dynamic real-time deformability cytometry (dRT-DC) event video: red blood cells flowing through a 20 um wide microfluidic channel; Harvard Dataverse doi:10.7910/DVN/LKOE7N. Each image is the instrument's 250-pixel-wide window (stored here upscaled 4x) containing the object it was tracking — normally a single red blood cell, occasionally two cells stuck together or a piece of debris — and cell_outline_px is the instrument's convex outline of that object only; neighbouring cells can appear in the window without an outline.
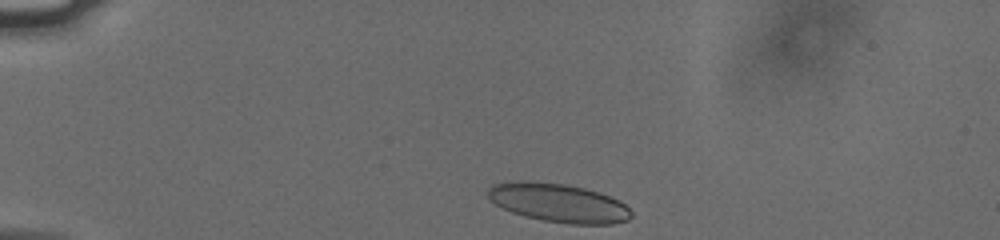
{"species": "human", "species_latin": "Homo sapiens", "temperature_condition": "cold", "stored_images_in_passage": 36, "camera_frame_rate_fps": 3000, "um_per_image_px": 0.085, "donor": {"sex": "male"}, "frame": {"image": 1, "passage_image": 1, "time_ms": 0.0, "image_size_px": [1000, 240], "cell_outline_px": [[632, 216], [628, 220], [612, 224], [568, 224], [544, 220], [524, 216], [512, 212], [488, 200], [488, 188], [492, 184], [516, 180], [564, 184], [584, 188], [620, 200], [632, 212]], "centroid_in_image_um": [47.45, 17.24], "position_along_channel_um": 37.5, "area_um2": 32.19}}
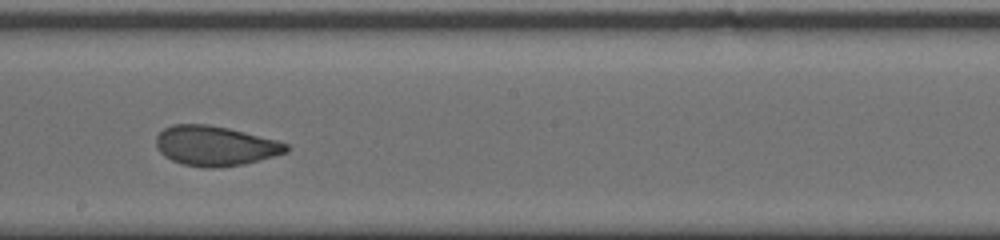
{"frame": {"image": 2, "passage_image": 21, "time_ms": 6.667, "image_size_px": [1000, 240], "cell_outline_px": [[292, 148], [288, 152], [244, 164], [216, 168], [204, 168], [180, 164], [164, 156], [156, 148], [156, 136], [164, 128], [172, 124], [208, 124], [228, 128], [276, 140], [288, 144]], "centroid_in_image_um": [18.27, 12.4], "position_along_channel_um": 229.9, "area_um2": 30.4}}
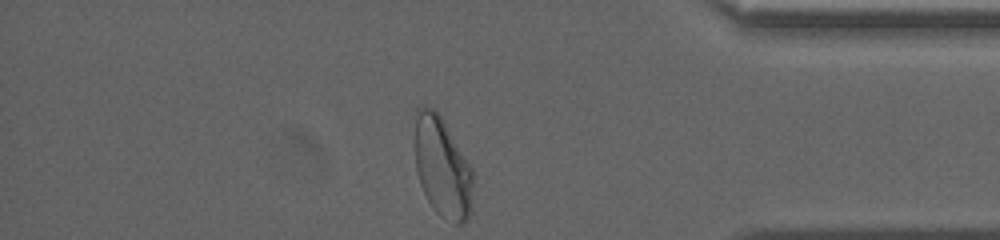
{"frame": {"image": 3, "passage_image": 36, "time_ms": 11.667, "image_size_px": [1000, 240], "cell_outline_px": [[472, 184], [468, 220], [460, 224], [456, 224], [440, 216], [436, 212], [428, 200], [420, 184], [416, 172], [412, 144], [416, 108], [432, 108], [440, 116], [472, 168]], "centroid_in_image_um": [37.53, 14.2], "position_along_channel_um": 397.7, "area_um2": 34.04}, "authors_computed_cell_mechanics": {"area_um2": 30.9519, "velocity_mm_per_s": 3.7815, "shape_relaxation_time_tau1_ms": 7.8984, "shape_relaxation_time_tau2_ms": 1.0569, "deformation_change_tau1": 0.169, "deformation_change_tau2": 0.0555}}